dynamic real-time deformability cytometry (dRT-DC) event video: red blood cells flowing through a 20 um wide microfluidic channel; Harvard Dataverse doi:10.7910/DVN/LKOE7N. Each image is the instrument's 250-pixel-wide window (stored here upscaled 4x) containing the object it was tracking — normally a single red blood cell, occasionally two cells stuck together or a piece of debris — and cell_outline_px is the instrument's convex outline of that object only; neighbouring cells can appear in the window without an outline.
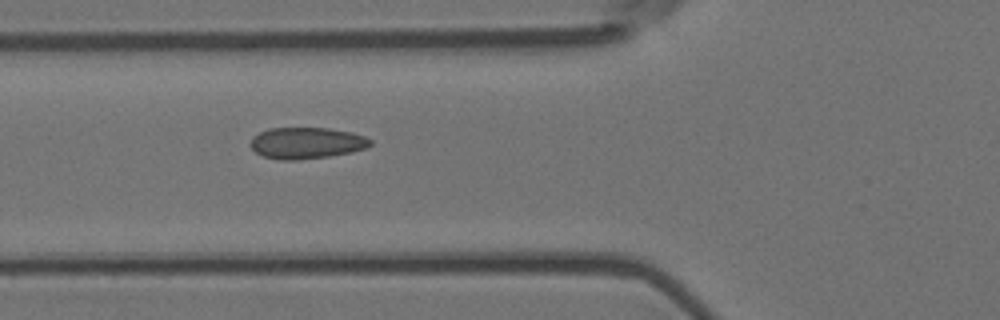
{"species": "Egyptian fruit bat (a non-hibernating species)", "species_latin": "Rousettus aegyptiacus", "temperature_condition": "room temperature", "stored_images_in_passage": 4, "camera_frame_rate_fps": 3000, "um_per_image_px": 0.085, "animal": {"sex": "female"}, "frame": {"image": 1, "passage_image": 4, "time_ms": 1.0, "image_size_px": [1000, 320], "cell_outline_px": [[372, 144], [364, 148], [352, 152], [328, 156], [296, 160], [280, 160], [264, 156], [256, 152], [252, 148], [252, 136], [268, 128], [328, 128], [352, 132], [364, 136], [372, 140]], "centroid_in_image_um": [26.07, 12.15], "position_along_channel_um": 99.7, "area_um2": 21.79}}